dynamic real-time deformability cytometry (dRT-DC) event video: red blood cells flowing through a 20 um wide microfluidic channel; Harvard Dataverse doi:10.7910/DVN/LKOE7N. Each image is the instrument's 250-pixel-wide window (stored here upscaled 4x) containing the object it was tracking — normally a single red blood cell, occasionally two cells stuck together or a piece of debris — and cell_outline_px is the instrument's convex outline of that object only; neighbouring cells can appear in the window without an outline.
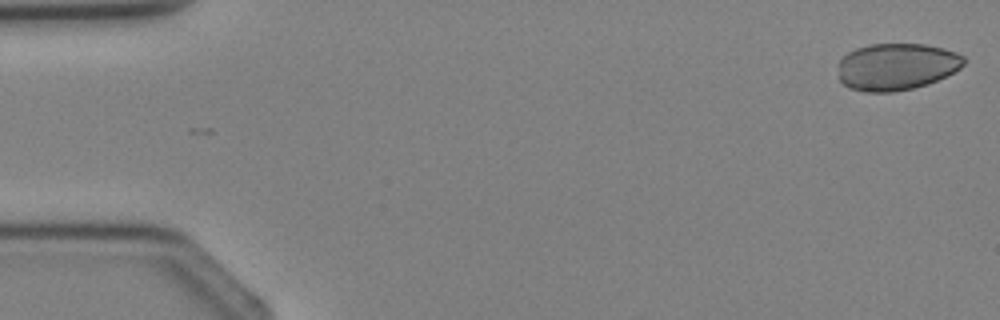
{"species": "Egyptian fruit bat (a non-hibernating species)", "species_latin": "Rousettus aegyptiacus", "temperature_condition": "cold", "stored_images_in_passage": 3, "camera_frame_rate_fps": 3000, "um_per_image_px": 0.085, "animal": {"sex": "female"}, "frame": {"image": 1, "passage_image": 1, "time_ms": 0.0, "image_size_px": [1000, 320], "cell_outline_px": [[968, 60], [960, 68], [928, 84], [912, 88], [892, 92], [864, 92], [848, 88], [840, 80], [840, 60], [848, 52], [856, 48], [872, 44], [924, 44], [944, 48], [956, 52], [964, 56]], "centroid_in_image_um": [76.22, 5.66], "position_along_channel_um": 8.8, "area_um2": 34.33}}